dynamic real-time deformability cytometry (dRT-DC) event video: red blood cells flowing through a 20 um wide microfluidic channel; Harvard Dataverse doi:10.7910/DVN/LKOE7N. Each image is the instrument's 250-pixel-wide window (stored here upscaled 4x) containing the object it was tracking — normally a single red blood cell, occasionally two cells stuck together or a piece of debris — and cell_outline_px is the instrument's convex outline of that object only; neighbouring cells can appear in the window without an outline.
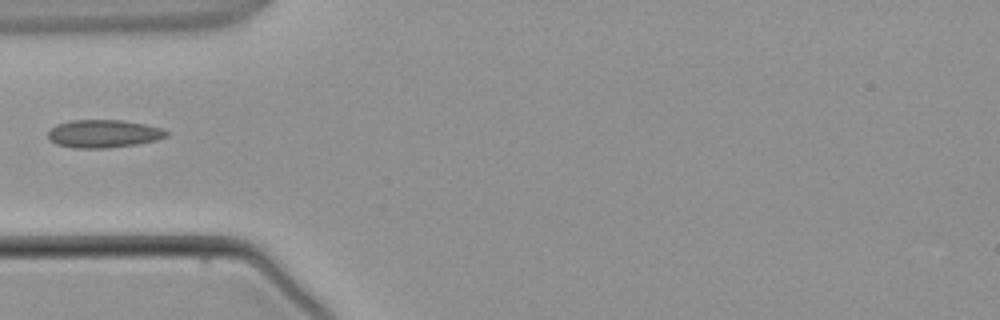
{"species": "common noctule bat (a hibernating species)", "species_latin": "Nyctalus noctula", "temperature_condition": "warm", "stored_images_in_passage": 2, "camera_frame_rate_fps": 3000, "um_per_image_px": 0.085, "animal": {"sex": "male", "body_mass_g": 21.5, "forearm_length_mm": 52.0}, "frame": {"image": 1, "passage_image": 2, "time_ms": 1.0, "image_size_px": [1000, 320], "cell_outline_px": [[168, 136], [156, 140], [136, 144], [108, 148], [76, 148], [56, 144], [48, 140], [48, 132], [56, 124], [68, 120], [124, 120], [164, 128], [168, 132]], "centroid_in_image_um": [8.8, 11.36], "position_along_channel_um": 76.2, "area_um2": 19.42}}